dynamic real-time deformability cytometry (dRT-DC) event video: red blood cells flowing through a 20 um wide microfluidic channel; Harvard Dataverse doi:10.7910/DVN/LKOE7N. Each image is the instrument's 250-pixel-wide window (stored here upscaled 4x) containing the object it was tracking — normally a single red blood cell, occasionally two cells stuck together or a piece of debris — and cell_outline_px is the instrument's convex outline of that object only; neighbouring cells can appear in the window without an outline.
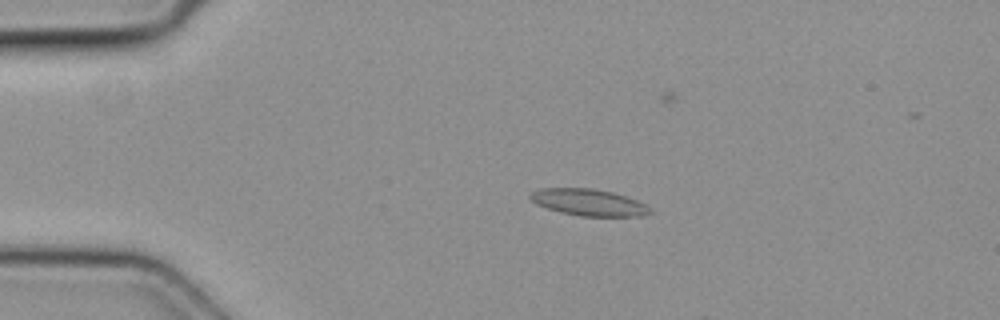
{"species": "common noctule bat (a hibernating species)", "species_latin": "Nyctalus noctula", "temperature_condition": "cold", "stored_images_in_passage": 5, "camera_frame_rate_fps": 3000, "um_per_image_px": 0.085, "animal": {"sex": "female", "body_mass_g": 19.3, "forearm_length_mm": 54.1}, "frame": {"image": 1, "passage_image": 2, "time_ms": 0.333, "image_size_px": [1000, 320], "cell_outline_px": [[656, 212], [644, 216], [580, 216], [560, 212], [536, 204], [528, 196], [532, 192], [540, 188], [592, 188], [612, 192], [636, 200], [652, 208]], "centroid_in_image_um": [50.07, 17.21], "position_along_channel_um": 34.9, "area_um2": 18.67}}